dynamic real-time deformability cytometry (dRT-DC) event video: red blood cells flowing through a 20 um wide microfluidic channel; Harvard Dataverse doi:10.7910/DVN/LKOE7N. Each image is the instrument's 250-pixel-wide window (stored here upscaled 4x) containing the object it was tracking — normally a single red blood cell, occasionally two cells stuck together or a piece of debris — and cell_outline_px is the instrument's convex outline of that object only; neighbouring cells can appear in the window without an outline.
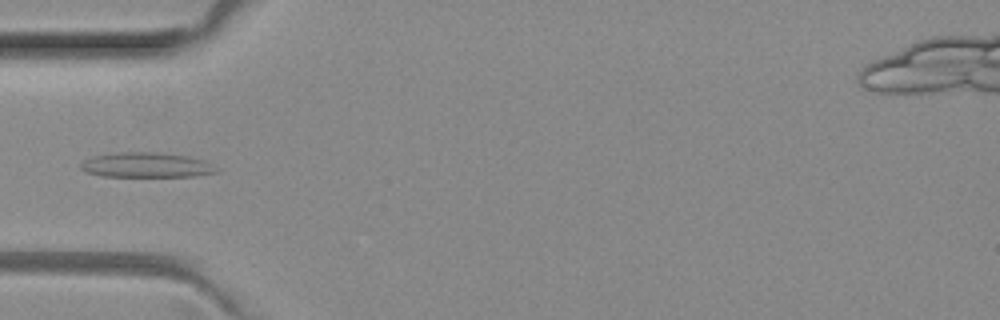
{"species": "common noctule bat (a hibernating species)", "species_latin": "Nyctalus noctula", "temperature_condition": "room temperature", "stored_images_in_passage": 2, "camera_frame_rate_fps": 3000, "um_per_image_px": 0.085, "animal": {"sex": "female", "body_mass_g": 29.2, "forearm_length_mm": 56.3}, "frame": {"image": 1, "passage_image": 2, "time_ms": 0.333, "image_size_px": [1000, 320], "cell_outline_px": [[220, 168], [216, 172], [196, 176], [100, 176], [88, 172], [80, 168], [80, 164], [84, 160], [92, 156], [116, 152], [160, 152], [188, 156], [204, 160]], "centroid_in_image_um": [12.46, 14.02], "position_along_channel_um": 72.5, "area_um2": 19.83}}